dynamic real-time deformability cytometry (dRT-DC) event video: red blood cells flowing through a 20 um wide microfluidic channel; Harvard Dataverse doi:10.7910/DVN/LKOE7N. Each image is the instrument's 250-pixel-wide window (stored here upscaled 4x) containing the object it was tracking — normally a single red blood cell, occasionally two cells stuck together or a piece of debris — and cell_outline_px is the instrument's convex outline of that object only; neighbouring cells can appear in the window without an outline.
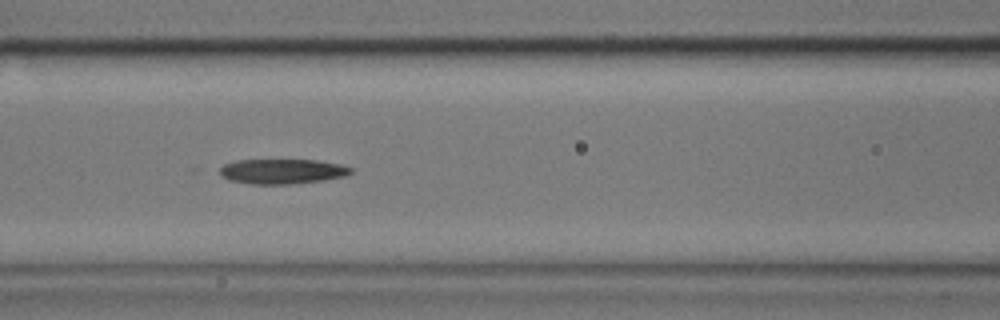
{"species": "common noctule bat (a hibernating species)", "species_latin": "Nyctalus noctula", "temperature_condition": "cold", "stored_images_in_passage": 7, "camera_frame_rate_fps": 3000, "um_per_image_px": 0.085, "animal": {"sex": "male", "body_mass_g": 17.9}, "frame": {"image": 1, "passage_image": 6, "time_ms": 1.667, "image_size_px": [1000, 320], "cell_outline_px": [[352, 172], [344, 176], [320, 180], [288, 184], [248, 184], [228, 180], [220, 176], [220, 168], [224, 164], [236, 160], [316, 160], [340, 164], [352, 168]], "centroid_in_image_um": [23.93, 14.56], "position_along_channel_um": 142.7, "area_um2": 18.96}}